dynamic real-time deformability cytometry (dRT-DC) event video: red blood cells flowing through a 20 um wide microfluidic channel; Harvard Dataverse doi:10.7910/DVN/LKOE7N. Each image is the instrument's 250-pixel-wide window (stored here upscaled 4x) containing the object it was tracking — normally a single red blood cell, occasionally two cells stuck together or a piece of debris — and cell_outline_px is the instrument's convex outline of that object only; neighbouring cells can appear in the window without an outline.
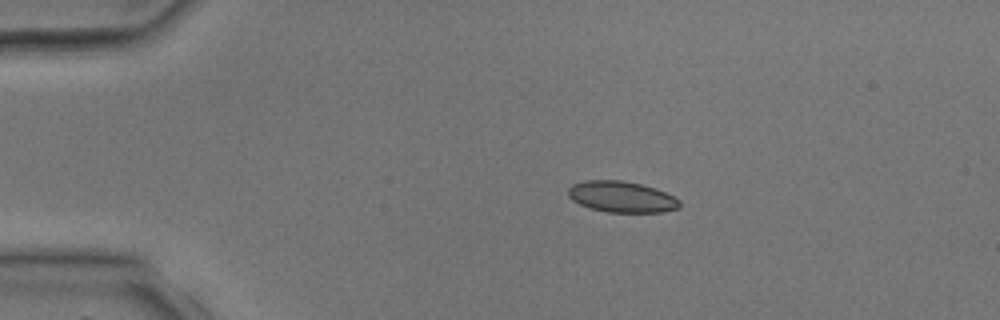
{"species": "common noctule bat (a hibernating species)", "species_latin": "Nyctalus noctula", "temperature_condition": "room temperature", "stored_images_in_passage": 3, "camera_frame_rate_fps": 3000, "um_per_image_px": 0.085, "animal": {"sex": "male", "body_mass_g": 17.9, "forearm_length_mm": 54.2}, "frame": {"image": 1, "passage_image": 2, "time_ms": 2.0, "image_size_px": [1000, 320], "cell_outline_px": [[680, 208], [664, 212], [608, 212], [588, 208], [572, 200], [568, 196], [568, 188], [572, 184], [584, 180], [620, 180], [640, 184], [656, 188], [680, 200]], "centroid_in_image_um": [52.82, 16.73], "position_along_channel_um": 32.2, "area_um2": 20.29}}